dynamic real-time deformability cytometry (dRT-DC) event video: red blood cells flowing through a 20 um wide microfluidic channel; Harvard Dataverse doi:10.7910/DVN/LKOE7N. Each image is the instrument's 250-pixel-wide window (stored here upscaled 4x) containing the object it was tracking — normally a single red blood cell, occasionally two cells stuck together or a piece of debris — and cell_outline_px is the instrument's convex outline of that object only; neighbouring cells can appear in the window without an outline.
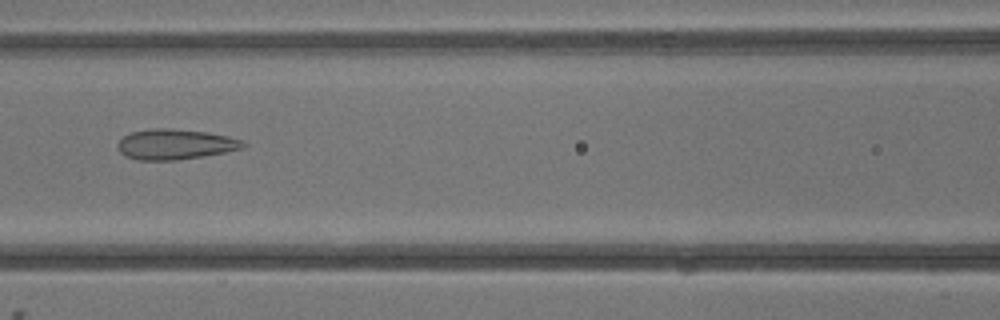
{"species": "common noctule bat (a hibernating species)", "species_latin": "Nyctalus noctula", "temperature_condition": "warm", "stored_images_in_passage": 4, "camera_frame_rate_fps": 3000, "um_per_image_px": 0.085, "animal": {"sex": "male", "body_mass_g": 13.3}, "frame": {"image": 1, "passage_image": 4, "time_ms": 4.667, "image_size_px": [1000, 320], "cell_outline_px": [[248, 144], [244, 148], [224, 152], [176, 160], [140, 160], [124, 156], [120, 152], [116, 144], [124, 136], [132, 132], [148, 128], [168, 128], [204, 132], [228, 136], [244, 140]], "centroid_in_image_um": [14.89, 12.26], "position_along_channel_um": 151.7, "area_um2": 22.14}}